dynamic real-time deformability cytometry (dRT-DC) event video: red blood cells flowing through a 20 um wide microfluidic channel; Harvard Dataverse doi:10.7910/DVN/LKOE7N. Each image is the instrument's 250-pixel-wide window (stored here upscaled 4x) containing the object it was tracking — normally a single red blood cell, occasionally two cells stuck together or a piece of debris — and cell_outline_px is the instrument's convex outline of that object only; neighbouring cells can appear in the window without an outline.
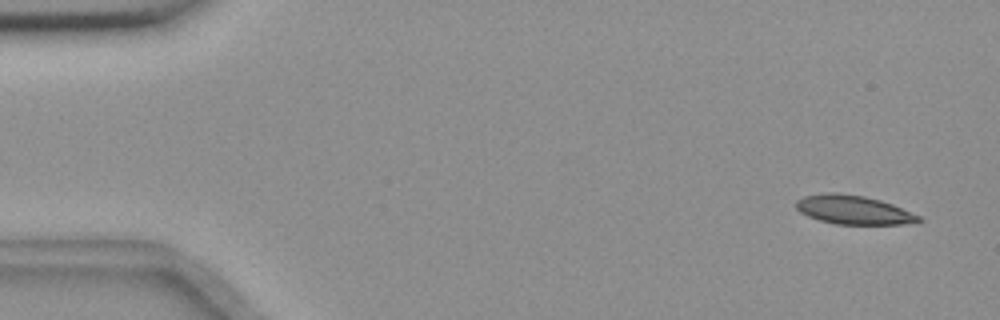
{"species": "common noctule bat (a hibernating species)", "species_latin": "Nyctalus noctula", "temperature_condition": "room temperature", "stored_images_in_passage": 56, "camera_frame_rate_fps": 3000, "um_per_image_px": 0.085, "animal": {"sex": "female", "body_mass_g": 18.4}, "frame": {"image": 1, "passage_image": 3, "time_ms": 0.667, "image_size_px": [1000, 320], "cell_outline_px": [[924, 220], [904, 224], [836, 224], [820, 220], [808, 216], [800, 212], [796, 208], [796, 200], [804, 196], [824, 192], [836, 192], [864, 196], [880, 200], [892, 204], [920, 216]], "centroid_in_image_um": [72.52, 17.83], "position_along_channel_um": 12.5, "area_um2": 20.58}}
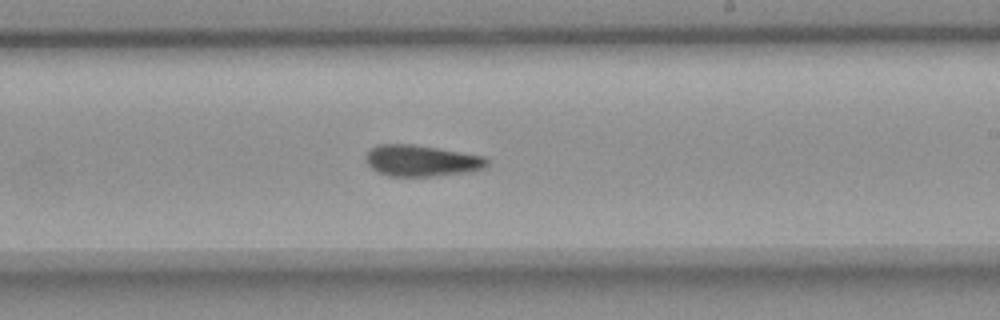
{"frame": {"image": 2, "passage_image": 33, "time_ms": 10.667, "image_size_px": [1000, 320], "cell_outline_px": [[488, 164], [484, 168], [472, 172], [432, 176], [388, 176], [376, 172], [368, 164], [364, 156], [376, 144], [412, 144], [484, 156], [488, 160]], "centroid_in_image_um": [35.82, 13.67], "position_along_channel_um": 253.2, "area_um2": 22.14}}
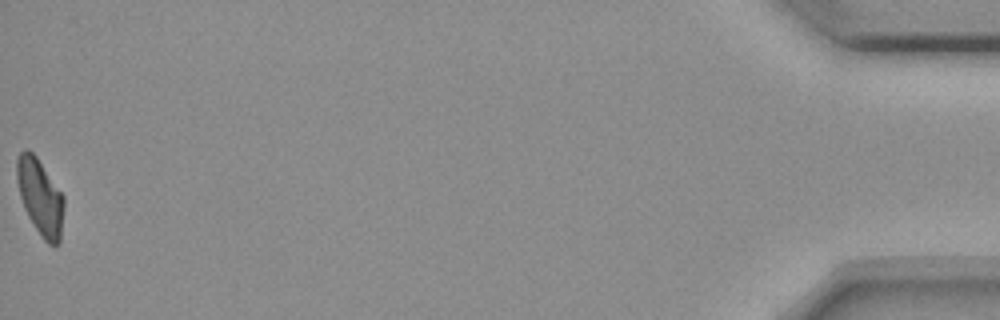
{"frame": {"image": 3, "passage_image": 56, "time_ms": 18.333, "image_size_px": [1000, 320], "cell_outline_px": [[64, 208], [60, 240], [56, 248], [48, 244], [44, 240], [28, 216], [24, 208], [20, 196], [16, 180], [16, 156], [24, 148], [28, 148], [36, 156], [64, 196]], "centroid_in_image_um": [3.4, 16.73], "position_along_channel_um": 431.8, "area_um2": 21.04}, "authors_computed_cell_mechanics": {"area_um2": 21.5594, "velocity_mm_per_s": 3.6235, "shape_relaxation_time_tau1_ms": null, "shape_relaxation_time_tau2_ms": 6.4097, "deformation_change_tau1": null, "deformation_change_tau2": 0.1374}}